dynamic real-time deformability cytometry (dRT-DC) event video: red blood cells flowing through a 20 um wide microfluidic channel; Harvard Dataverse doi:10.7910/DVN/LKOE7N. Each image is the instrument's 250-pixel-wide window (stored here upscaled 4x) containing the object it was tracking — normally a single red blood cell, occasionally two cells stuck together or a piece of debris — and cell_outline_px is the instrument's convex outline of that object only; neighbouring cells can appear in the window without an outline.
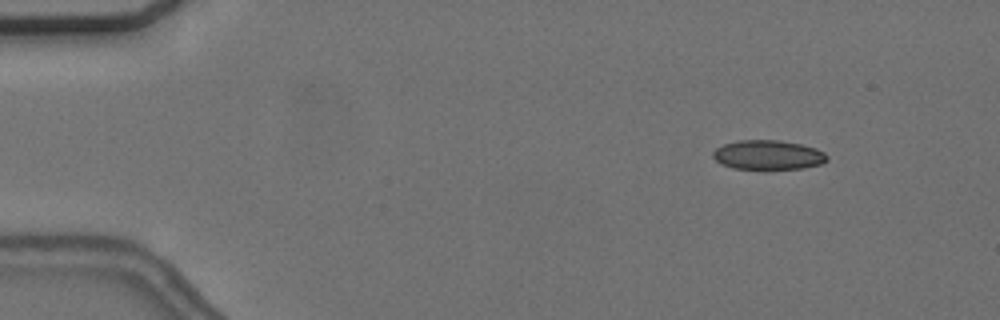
{"species": "common noctule bat (a hibernating species)", "species_latin": "Nyctalus noctula", "temperature_condition": "cold", "stored_images_in_passage": 55, "camera_frame_rate_fps": 3000, "um_per_image_px": 0.085, "animal": {"sex": "female", "body_mass_g": 24.6, "forearm_length_mm": 56.2}, "frame": {"image": 1, "passage_image": 6, "time_ms": 1.667, "image_size_px": [1000, 320], "cell_outline_px": [[828, 160], [820, 164], [800, 168], [732, 168], [716, 160], [712, 156], [712, 152], [716, 148], [724, 144], [736, 140], [780, 140], [800, 144], [816, 148], [824, 152], [828, 156]], "centroid_in_image_um": [65.29, 13.14], "position_along_channel_um": 19.7, "area_um2": 19.31}}
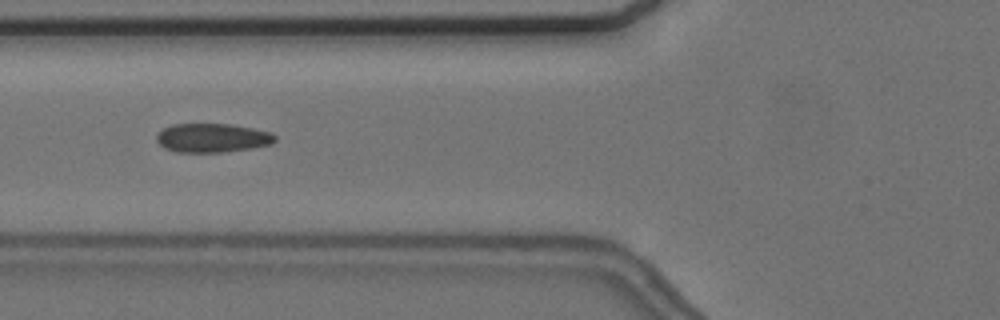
{"frame": {"image": 2, "passage_image": 21, "time_ms": 6.667, "image_size_px": [1000, 320], "cell_outline_px": [[276, 140], [272, 144], [252, 148], [224, 152], [176, 152], [164, 148], [156, 140], [156, 136], [164, 128], [172, 124], [232, 124], [272, 132], [276, 136]], "centroid_in_image_um": [18.07, 11.72], "position_along_channel_um": 107.7, "area_um2": 20.06}}
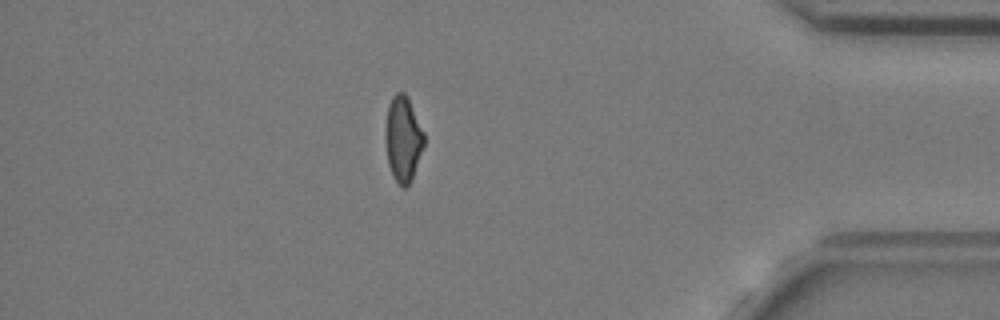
{"frame": {"image": 3, "passage_image": 48, "time_ms": 15.667, "image_size_px": [1000, 320], "cell_outline_px": [[424, 144], [412, 180], [404, 188], [400, 188], [392, 176], [388, 164], [388, 104], [392, 96], [396, 92], [404, 92], [424, 132]], "centroid_in_image_um": [34.29, 11.87], "position_along_channel_um": 400.9, "area_um2": 18.44}, "authors_computed_cell_mechanics": {"area_um2": 19.8254, "velocity_mm_per_s": 3.6816, "shape_relaxation_time_tau1_ms": 6.2027, "shape_relaxation_time_tau2_ms": 3.4066, "deformation_change_tau1": 0.1051, "deformation_change_tau2": 0.0965}}